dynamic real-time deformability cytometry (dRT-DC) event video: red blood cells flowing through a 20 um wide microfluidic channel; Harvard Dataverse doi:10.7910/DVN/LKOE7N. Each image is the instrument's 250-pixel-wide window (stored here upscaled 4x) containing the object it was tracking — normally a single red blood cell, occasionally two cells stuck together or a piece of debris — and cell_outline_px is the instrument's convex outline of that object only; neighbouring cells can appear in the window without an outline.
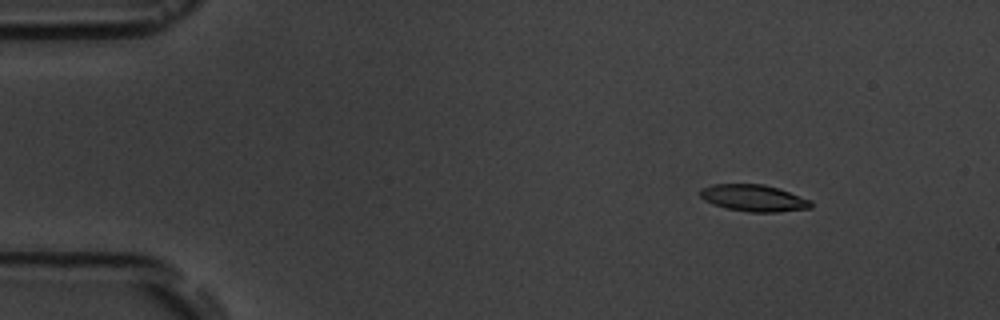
{"species": "common noctule bat (a hibernating species)", "species_latin": "Nyctalus noctula", "temperature_condition": "room temperature", "stored_images_in_passage": 6, "camera_frame_rate_fps": 3000, "um_per_image_px": 0.085, "animal": {"sex": "male", "body_mass_g": 19.5, "forearm_length_mm": 54.6}, "frame": {"image": 1, "passage_image": 3, "time_ms": 2.0, "image_size_px": [1000, 320], "cell_outline_px": [[812, 208], [776, 212], [748, 212], [724, 208], [712, 204], [704, 200], [700, 196], [700, 188], [712, 184], [764, 184], [780, 188], [812, 200]], "centroid_in_image_um": [64.07, 16.83], "position_along_channel_um": 20.9, "area_um2": 17.57}}
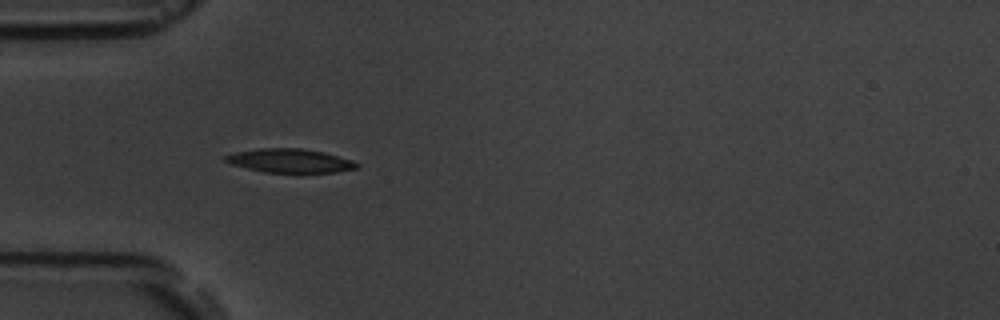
{"frame": {"image": 2, "passage_image": 6, "time_ms": 5.333, "image_size_px": [1000, 320], "cell_outline_px": [[360, 164], [356, 168], [336, 172], [264, 172], [232, 164], [224, 160], [224, 156], [236, 152], [260, 148], [300, 148], [324, 152], [352, 160]], "centroid_in_image_um": [24.66, 13.65], "position_along_channel_um": 60.3, "area_um2": 17.98}}